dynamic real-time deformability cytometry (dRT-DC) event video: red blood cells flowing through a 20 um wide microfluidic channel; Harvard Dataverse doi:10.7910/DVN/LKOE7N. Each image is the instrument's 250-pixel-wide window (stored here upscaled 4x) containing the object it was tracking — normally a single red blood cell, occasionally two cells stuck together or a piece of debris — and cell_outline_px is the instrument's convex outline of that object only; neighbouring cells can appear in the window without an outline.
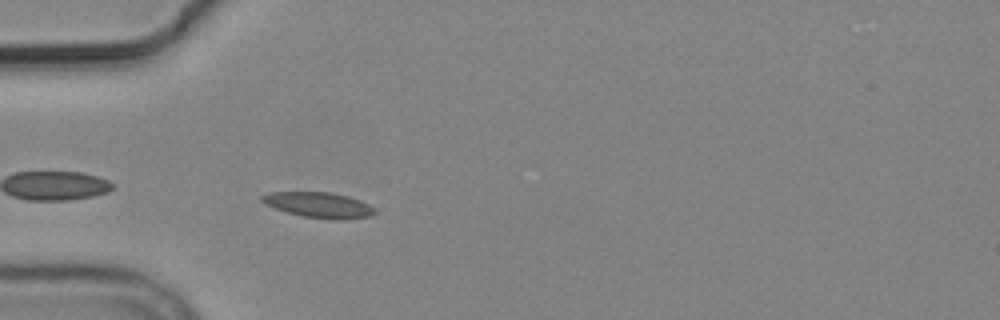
{"species": "common noctule bat (a hibernating species)", "species_latin": "Nyctalus noctula", "temperature_condition": "cold", "stored_images_in_passage": 3, "camera_frame_rate_fps": 3000, "um_per_image_px": 0.085, "animal": {"sex": "male", "body_mass_g": 19.2, "forearm_length_mm": 51.8}, "frame": {"image": 1, "passage_image": 3, "time_ms": 4.0, "image_size_px": [1000, 320], "cell_outline_px": [[376, 212], [368, 216], [344, 220], [332, 220], [304, 216], [288, 212], [264, 204], [260, 200], [260, 196], [268, 192], [332, 192], [348, 196], [360, 200], [376, 208]], "centroid_in_image_um": [27.1, 17.42], "position_along_channel_um": 57.9, "area_um2": 16.82}}